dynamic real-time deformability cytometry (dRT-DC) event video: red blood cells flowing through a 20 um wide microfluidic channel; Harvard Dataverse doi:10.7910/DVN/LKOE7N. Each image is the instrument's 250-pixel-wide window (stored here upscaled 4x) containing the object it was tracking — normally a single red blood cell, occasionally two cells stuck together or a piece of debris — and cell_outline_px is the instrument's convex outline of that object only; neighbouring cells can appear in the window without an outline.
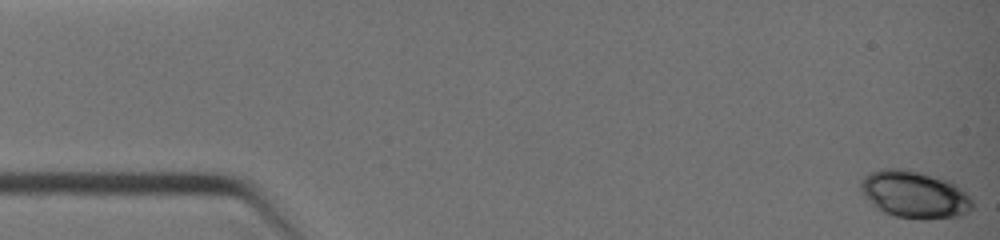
{"species": "common noctule bat (a hibernating species)", "species_latin": "Nyctalus noctula", "temperature_condition": "warm", "stored_images_in_passage": 7, "camera_frame_rate_fps": 3000, "um_per_image_px": 0.085, "animal": {"sex": "female", "body_mass_g": 19.0, "forearm_length_mm": 51.5}, "frame": {"image": 1, "passage_image": 1, "time_ms": 0.0, "image_size_px": [1000, 240], "cell_outline_px": [[972, 208], [968, 212], [960, 216], [924, 220], [920, 220], [896, 216], [884, 212], [876, 208], [860, 192], [860, 184], [864, 176], [872, 172], [884, 168], [904, 168], [940, 176], [952, 180], [972, 200]], "centroid_in_image_um": [77.74, 16.52], "position_along_channel_um": 7.3, "area_um2": 31.21}}
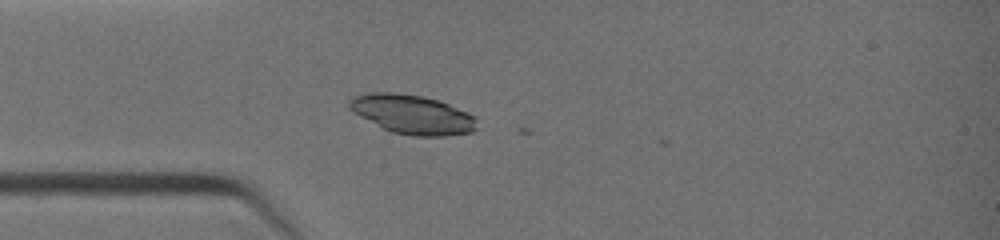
{"frame": {"image": 2, "passage_image": 5, "time_ms": 3.333, "image_size_px": [1000, 240], "cell_outline_px": [[476, 128], [472, 132], [448, 136], [412, 136], [392, 132], [360, 116], [348, 108], [348, 100], [352, 96], [368, 92], [396, 92], [424, 96], [440, 100], [468, 112], [476, 116]], "centroid_in_image_um": [35.06, 9.71], "position_along_channel_um": 49.9, "area_um2": 29.42}}
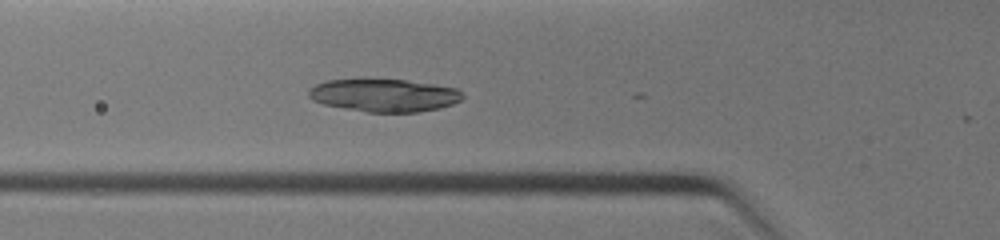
{"frame": {"image": 3, "passage_image": 7, "time_ms": 4.333, "image_size_px": [1000, 240], "cell_outline_px": [[464, 96], [460, 100], [452, 104], [440, 108], [416, 112], [368, 112], [344, 108], [324, 104], [312, 100], [308, 96], [308, 92], [316, 84], [328, 80], [404, 80], [432, 84], [456, 88]], "centroid_in_image_um": [32.65, 8.11], "position_along_channel_um": 93.1, "area_um2": 28.96}}